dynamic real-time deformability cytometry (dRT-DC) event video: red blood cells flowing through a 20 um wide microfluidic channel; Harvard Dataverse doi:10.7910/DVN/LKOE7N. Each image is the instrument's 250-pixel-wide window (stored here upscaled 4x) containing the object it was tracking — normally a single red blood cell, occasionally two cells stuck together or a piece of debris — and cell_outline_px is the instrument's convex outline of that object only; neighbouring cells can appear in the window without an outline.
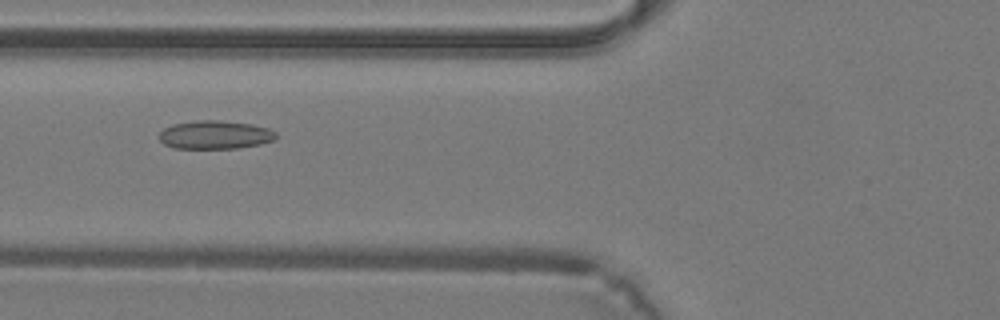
{"species": "common noctule bat (a hibernating species)", "species_latin": "Nyctalus noctula", "temperature_condition": "warm", "stored_images_in_passage": 20, "camera_frame_rate_fps": 3000, "um_per_image_px": 0.085, "animal": {"sex": "male", "body_mass_g": 19.2, "forearm_length_mm": 51.8}, "frame": {"image": 1, "passage_image": 5, "time_ms": 1.333, "image_size_px": [1000, 320], "cell_outline_px": [[276, 140], [260, 144], [240, 148], [172, 148], [164, 144], [160, 140], [160, 132], [164, 128], [172, 124], [196, 120], [220, 120], [252, 124], [268, 128], [276, 132]], "centroid_in_image_um": [18.29, 11.45], "position_along_channel_um": 107.5, "area_um2": 19.48}}
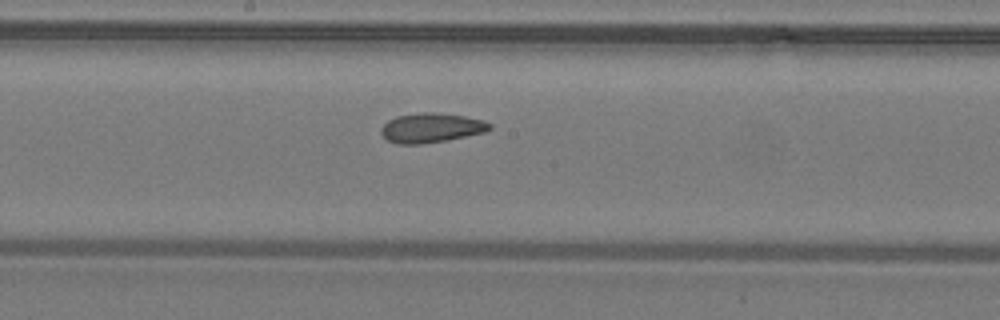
{"frame": {"image": 2, "passage_image": 11, "time_ms": 3.333, "image_size_px": [1000, 320], "cell_outline_px": [[492, 128], [488, 132], [448, 140], [424, 144], [396, 144], [388, 140], [380, 132], [380, 128], [388, 120], [396, 116], [420, 112], [432, 112], [464, 116], [484, 120], [492, 124]], "centroid_in_image_um": [36.68, 10.87], "position_along_channel_um": 211.5, "area_um2": 18.96}}
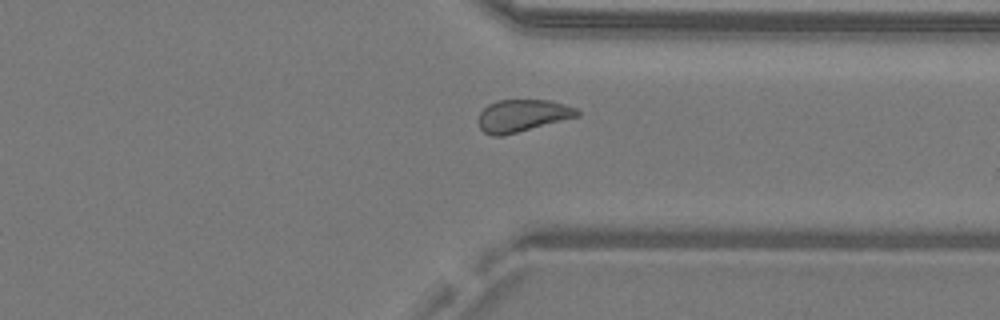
{"frame": {"image": 3, "passage_image": 20, "time_ms": 6.333, "image_size_px": [1000, 320], "cell_outline_px": [[580, 116], [500, 136], [492, 136], [484, 132], [480, 128], [480, 112], [488, 104], [496, 100], [548, 100], [564, 104], [576, 108], [580, 112]], "centroid_in_image_um": [44.41, 9.81], "position_along_channel_um": 367.0, "area_um2": 18.32}}